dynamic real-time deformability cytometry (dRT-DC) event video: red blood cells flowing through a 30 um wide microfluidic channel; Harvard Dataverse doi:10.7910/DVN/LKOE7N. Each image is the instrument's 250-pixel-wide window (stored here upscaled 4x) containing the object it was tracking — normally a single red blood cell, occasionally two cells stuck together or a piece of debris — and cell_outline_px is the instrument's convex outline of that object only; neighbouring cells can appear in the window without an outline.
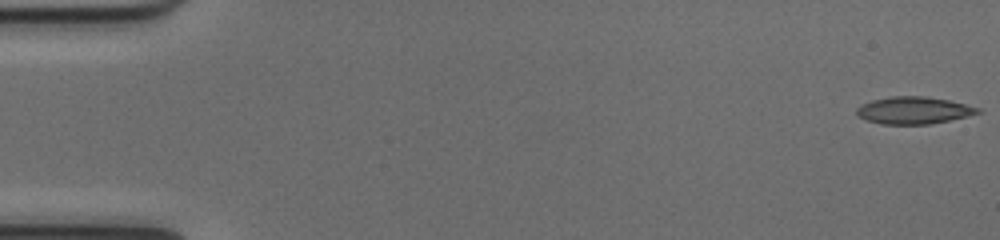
{"species": "common noctule bat (a hibernating species)", "species_latin": "Nyctalus noctula", "temperature_condition": "cold", "stored_images_in_passage": 48, "camera_frame_rate_fps": 3000, "um_per_image_px": 0.085, "animal": {"sex": "female", "body_mass_g": 17.0, "forearm_length_mm": 48.0}, "frame": {"image": 1, "passage_image": 1, "time_ms": 0.0, "image_size_px": [1000, 240], "cell_outline_px": [[984, 112], [948, 120], [928, 124], [884, 124], [864, 120], [856, 116], [856, 108], [860, 104], [872, 100], [892, 96], [924, 96], [948, 100], [980, 108]], "centroid_in_image_um": [77.61, 9.38], "position_along_channel_um": 7.4, "area_um2": 19.19}}
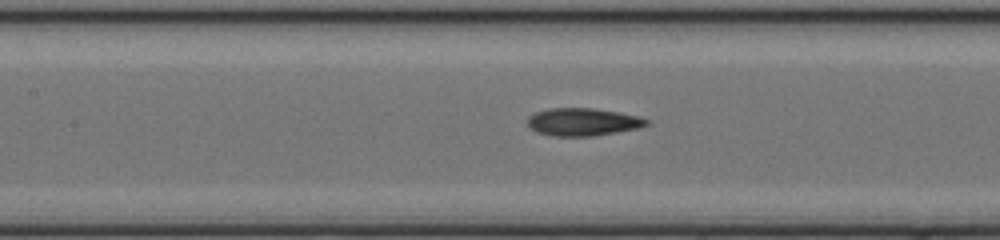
{"frame": {"image": 2, "passage_image": 24, "time_ms": 7.667, "image_size_px": [1000, 240], "cell_outline_px": [[648, 124], [640, 128], [592, 136], [552, 136], [536, 132], [528, 128], [528, 116], [536, 112], [548, 108], [592, 108], [620, 112], [640, 116], [648, 120]], "centroid_in_image_um": [49.53, 10.36], "position_along_channel_um": 157.9, "area_um2": 19.36}}
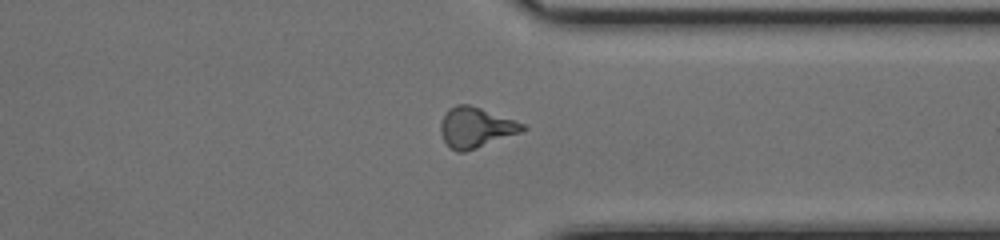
{"frame": {"image": 3, "passage_image": 40, "time_ms": 13.0, "image_size_px": [1000, 240], "cell_outline_px": [[528, 128], [520, 132], [476, 148], [464, 152], [456, 152], [444, 140], [440, 132], [440, 124], [448, 108], [456, 104], [468, 104], [480, 108], [524, 124]], "centroid_in_image_um": [40.4, 10.83], "position_along_channel_um": 371.0, "area_um2": 18.84}}